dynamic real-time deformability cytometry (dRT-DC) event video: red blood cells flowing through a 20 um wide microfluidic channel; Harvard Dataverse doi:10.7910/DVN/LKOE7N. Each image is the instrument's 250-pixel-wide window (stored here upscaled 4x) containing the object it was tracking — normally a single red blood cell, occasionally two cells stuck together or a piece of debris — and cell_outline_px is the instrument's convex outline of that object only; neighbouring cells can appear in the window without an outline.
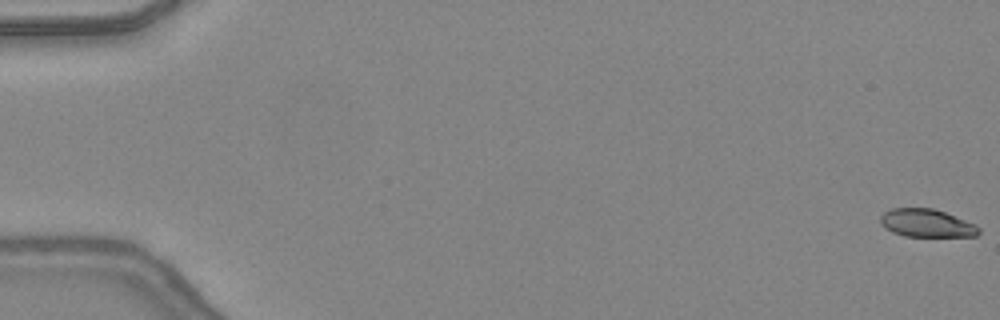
{"species": "common noctule bat (a hibernating species)", "species_latin": "Nyctalus noctula", "temperature_condition": "warm", "stored_images_in_passage": 48, "camera_frame_rate_fps": 3000, "um_per_image_px": 0.085, "animal": {"sex": "female", "body_mass_g": 24.6, "forearm_length_mm": 56.2}, "frame": {"image": 1, "passage_image": 1, "time_ms": 0.0, "image_size_px": [1000, 320], "cell_outline_px": [[980, 232], [976, 236], [904, 236], [892, 232], [884, 228], [880, 224], [880, 216], [884, 212], [892, 208], [932, 208], [944, 212], [976, 224], [980, 228]], "centroid_in_image_um": [78.74, 18.97], "position_along_channel_um": 6.3, "area_um2": 16.07}}
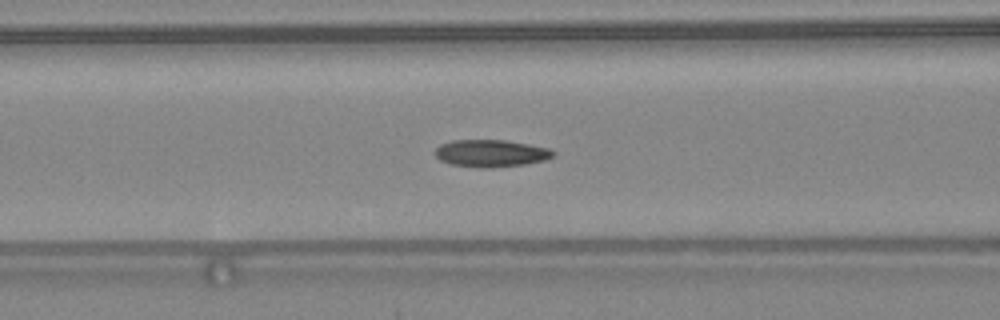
{"frame": {"image": 2, "passage_image": 21, "time_ms": 6.667, "image_size_px": [1000, 320], "cell_outline_px": [[556, 156], [544, 160], [524, 164], [492, 168], [480, 168], [452, 164], [440, 160], [436, 156], [436, 148], [440, 144], [452, 140], [504, 140], [528, 144], [548, 148], [556, 152]], "centroid_in_image_um": [41.75, 13.03], "position_along_channel_um": 124.9, "area_um2": 18.73}}
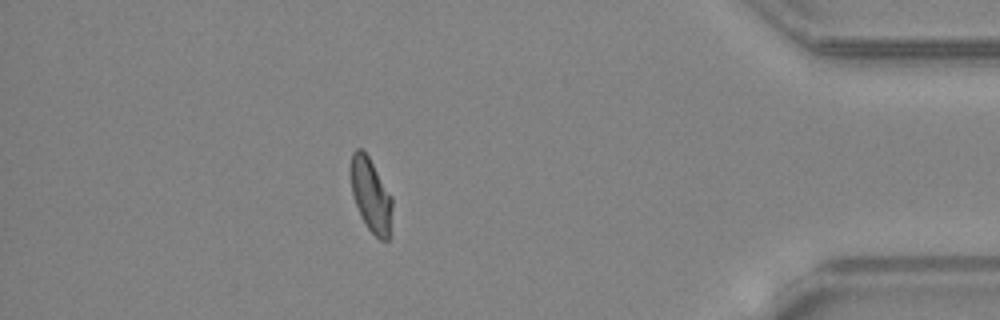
{"frame": {"image": 3, "passage_image": 43, "time_ms": 14.0, "image_size_px": [1000, 320], "cell_outline_px": [[392, 208], [388, 240], [380, 240], [368, 228], [360, 216], [352, 192], [352, 152], [356, 148], [360, 148], [368, 156], [392, 196]], "centroid_in_image_um": [31.54, 16.6], "position_along_channel_um": 403.7, "area_um2": 17.34}, "authors_computed_cell_mechanics": {"area_um2": 18.2359, "velocity_mm_per_s": 4.388, "shape_relaxation_time_tau1_ms": 11.2991, "shape_relaxation_time_tau2_ms": 1.7437, "deformation_change_tau1": 0.2693, "deformation_change_tau2": 0.0806}}